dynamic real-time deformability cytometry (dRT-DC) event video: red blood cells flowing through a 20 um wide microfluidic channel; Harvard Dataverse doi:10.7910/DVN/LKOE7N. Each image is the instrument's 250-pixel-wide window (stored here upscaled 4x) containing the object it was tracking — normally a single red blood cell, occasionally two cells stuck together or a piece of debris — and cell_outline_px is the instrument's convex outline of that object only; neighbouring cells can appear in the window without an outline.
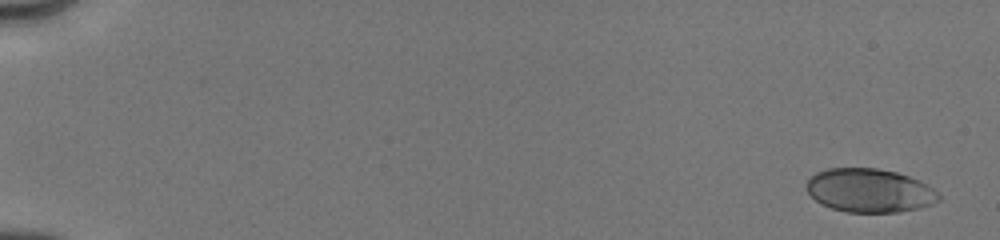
{"species": "human", "species_latin": "Homo sapiens", "temperature_condition": "cold", "stored_images_in_passage": 11, "camera_frame_rate_fps": 3000, "um_per_image_px": 0.085, "donor": {"sex": "male"}, "frame": {"image": 1, "passage_image": 1, "time_ms": 0.0, "image_size_px": [1000, 240], "cell_outline_px": [[940, 200], [932, 204], [920, 208], [900, 212], [848, 212], [832, 208], [820, 204], [808, 192], [804, 184], [816, 172], [828, 168], [876, 168], [896, 172], [920, 180], [928, 184], [940, 196]], "centroid_in_image_um": [73.91, 16.19], "position_along_channel_um": 11.1, "area_um2": 33.76}}
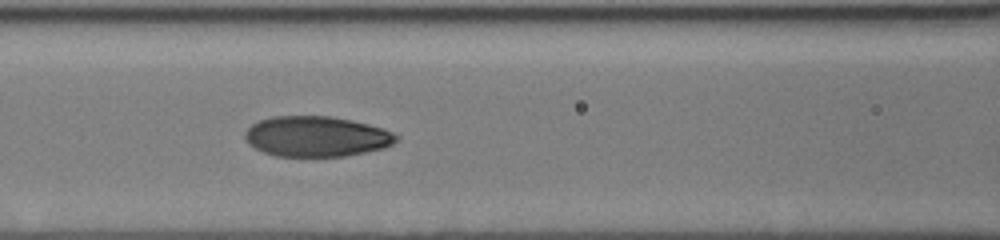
{"frame": {"image": 2, "passage_image": 10, "time_ms": 7.667, "image_size_px": [1000, 240], "cell_outline_px": [[400, 136], [392, 144], [384, 148], [348, 156], [276, 156], [264, 152], [248, 144], [244, 140], [244, 132], [252, 124], [260, 120], [272, 116], [328, 116], [368, 124], [384, 128]], "centroid_in_image_um": [26.89, 11.6], "position_along_channel_um": 139.7, "area_um2": 35.66}}
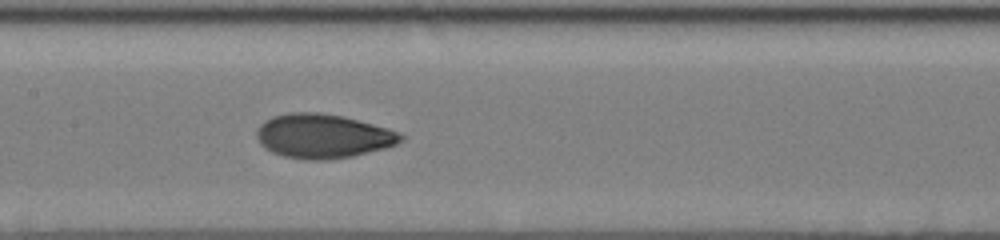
{"frame": {"image": 3, "passage_image": 11, "time_ms": 8.667, "image_size_px": [1000, 240], "cell_outline_px": [[404, 140], [396, 144], [384, 148], [352, 156], [324, 160], [304, 160], [284, 156], [272, 152], [264, 148], [260, 144], [256, 136], [256, 132], [260, 124], [264, 120], [272, 116], [288, 112], [320, 112], [344, 116], [388, 128], [400, 132], [404, 136]], "centroid_in_image_um": [27.43, 11.56], "position_along_channel_um": 180.0, "area_um2": 37.4}}